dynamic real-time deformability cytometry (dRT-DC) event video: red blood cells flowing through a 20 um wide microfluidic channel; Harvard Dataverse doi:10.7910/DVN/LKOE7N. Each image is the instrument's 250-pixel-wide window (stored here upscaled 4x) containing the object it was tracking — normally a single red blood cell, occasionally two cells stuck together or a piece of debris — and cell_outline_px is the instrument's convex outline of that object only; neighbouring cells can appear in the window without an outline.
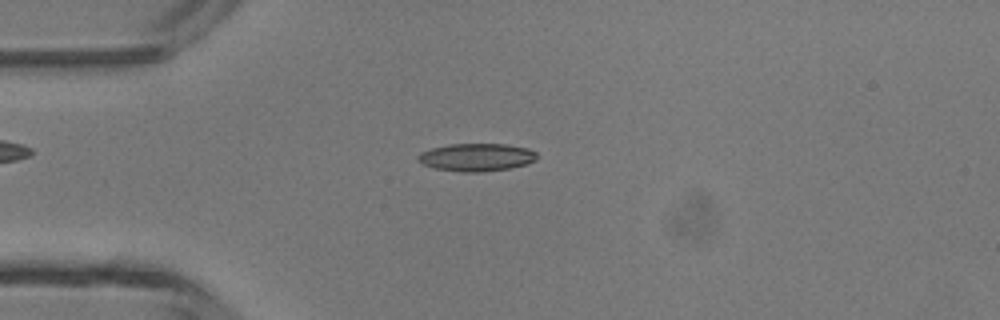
{"species": "common noctule bat (a hibernating species)", "species_latin": "Nyctalus noctula", "temperature_condition": "room temperature", "stored_images_in_passage": 47, "camera_frame_rate_fps": 3000, "um_per_image_px": 0.085, "animal": {"sex": "male", "body_mass_g": 13.3}, "frame": {"image": 1, "passage_image": 12, "time_ms": 3.667, "image_size_px": [1000, 320], "cell_outline_px": [[536, 160], [528, 164], [508, 168], [484, 172], [464, 172], [436, 168], [424, 164], [416, 160], [416, 156], [420, 152], [432, 148], [448, 144], [504, 144], [528, 148], [536, 152]], "centroid_in_image_um": [40.5, 13.36], "position_along_channel_um": 44.5, "area_um2": 19.25}}
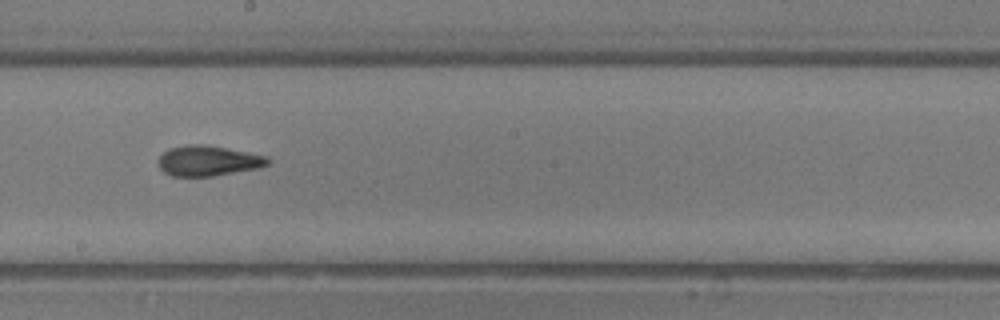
{"frame": {"image": 2, "passage_image": 26, "time_ms": 8.333, "image_size_px": [1000, 320], "cell_outline_px": [[272, 160], [268, 164], [260, 168], [212, 176], [172, 176], [164, 172], [160, 168], [156, 160], [168, 148], [188, 144], [204, 144], [268, 156]], "centroid_in_image_um": [17.69, 13.66], "position_along_channel_um": 230.5, "area_um2": 19.48}}
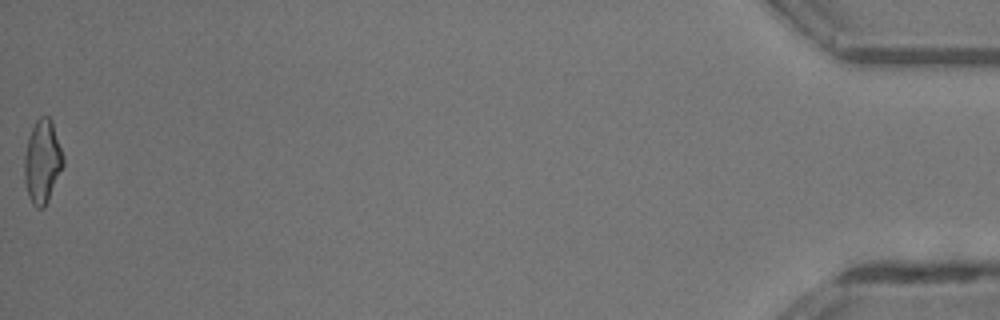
{"frame": {"image": 3, "passage_image": 47, "time_ms": 15.333, "image_size_px": [1000, 320], "cell_outline_px": [[64, 164], [48, 200], [44, 208], [36, 208], [32, 204], [28, 196], [24, 180], [24, 156], [28, 140], [32, 128], [36, 120], [40, 116], [48, 116], [52, 120], [64, 156]], "centroid_in_image_um": [3.6, 13.74], "position_along_channel_um": 431.6, "area_um2": 18.9}, "authors_computed_cell_mechanics": {"area_um2": 18.5538, "velocity_mm_per_s": 4.3842, "shape_relaxation_time_tau1_ms": 10.2493, "shape_relaxation_time_tau2_ms": 1.8963, "deformation_change_tau1": 0.2779, "deformation_change_tau2": 0.0943}}